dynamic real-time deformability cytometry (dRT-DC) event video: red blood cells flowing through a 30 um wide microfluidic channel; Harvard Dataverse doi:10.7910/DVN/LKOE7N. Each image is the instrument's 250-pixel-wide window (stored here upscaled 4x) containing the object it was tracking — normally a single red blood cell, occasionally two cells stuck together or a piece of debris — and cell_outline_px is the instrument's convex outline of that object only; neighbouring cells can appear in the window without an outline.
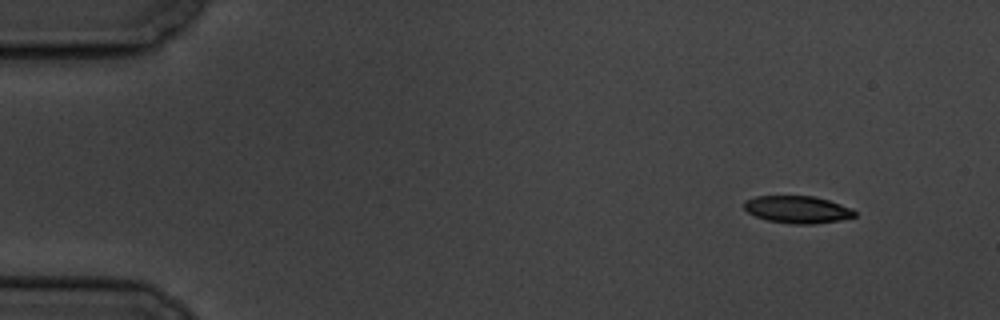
{"species": "common noctule bat (a hibernating species)", "species_latin": "Nyctalus noctula", "temperature_condition": "cold", "stored_images_in_passage": 7, "camera_frame_rate_fps": 3000, "um_per_image_px": 0.085, "animal": {"sex": "male", "body_mass_g": 19.5, "forearm_length_mm": 54.6}, "frame": {"image": 1, "passage_image": 1, "time_ms": 0.0, "image_size_px": [1000, 320], "cell_outline_px": [[856, 216], [840, 220], [812, 224], [792, 224], [768, 220], [756, 216], [748, 212], [744, 208], [744, 200], [756, 196], [812, 196], [828, 200], [852, 208], [856, 212]], "centroid_in_image_um": [67.78, 17.8], "position_along_channel_um": 17.2, "area_um2": 17.51}}
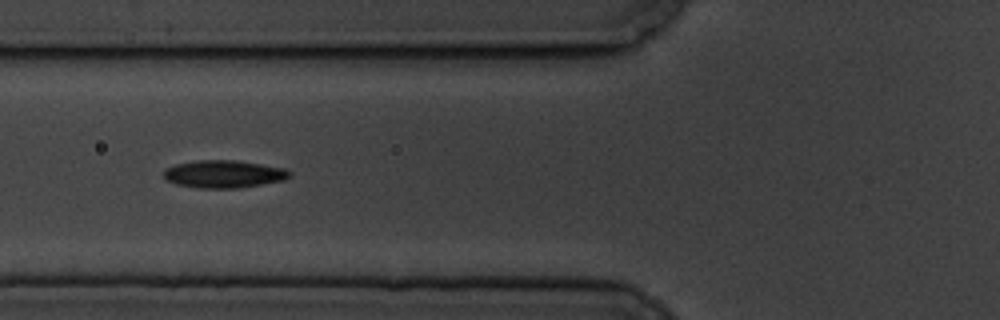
{"frame": {"image": 2, "passage_image": 6, "time_ms": 5.667, "image_size_px": [1000, 320], "cell_outline_px": [[292, 176], [284, 180], [240, 188], [196, 188], [176, 184], [164, 180], [164, 168], [176, 164], [196, 160], [236, 160], [284, 168], [292, 172]], "centroid_in_image_um": [19.0, 14.8], "position_along_channel_um": 106.8, "area_um2": 20.46}}
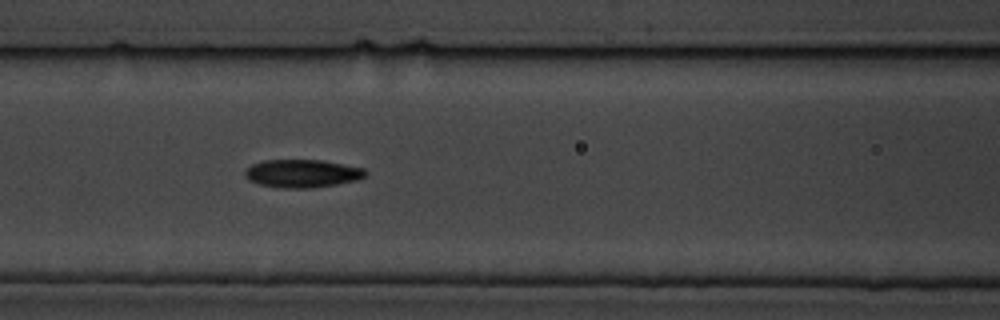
{"frame": {"image": 3, "passage_image": 7, "time_ms": 6.667, "image_size_px": [1000, 320], "cell_outline_px": [[368, 172], [360, 180], [312, 188], [280, 188], [260, 184], [248, 180], [244, 176], [244, 168], [252, 164], [264, 160], [320, 160], [364, 168]], "centroid_in_image_um": [25.66, 14.75], "position_along_channel_um": 140.9, "area_um2": 19.83}}